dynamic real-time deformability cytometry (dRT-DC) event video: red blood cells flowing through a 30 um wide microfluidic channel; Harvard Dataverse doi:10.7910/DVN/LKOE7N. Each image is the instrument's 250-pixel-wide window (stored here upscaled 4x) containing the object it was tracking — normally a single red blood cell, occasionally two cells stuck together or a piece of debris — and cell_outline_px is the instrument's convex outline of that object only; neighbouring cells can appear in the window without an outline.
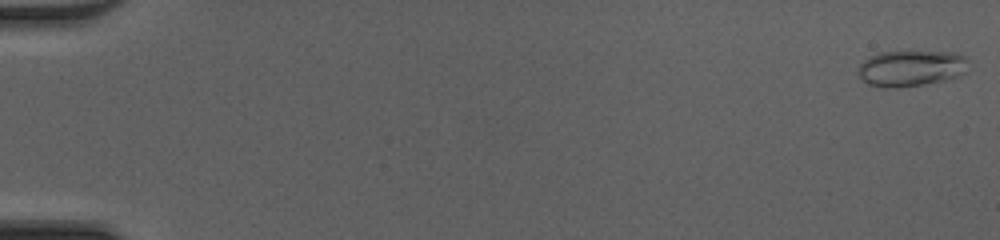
{"species": "common noctule bat (a hibernating species)", "species_latin": "Nyctalus noctula", "temperature_condition": "cold", "stored_images_in_passage": 50, "camera_frame_rate_fps": 3000, "um_per_image_px": 0.085, "animal": {"sex": "female", "body_mass_g": 20.0, "forearm_length_mm": 54.0}, "frame": {"image": 1, "passage_image": 1, "time_ms": 0.0, "image_size_px": [1000, 240], "cell_outline_px": [[968, 60], [964, 72], [956, 76], [944, 80], [924, 84], [896, 88], [884, 88], [868, 84], [856, 72], [860, 64], [868, 56], [880, 52], [908, 48], [956, 52], [964, 56]], "centroid_in_image_um": [77.41, 5.73], "position_along_channel_um": 7.6, "area_um2": 24.16}}
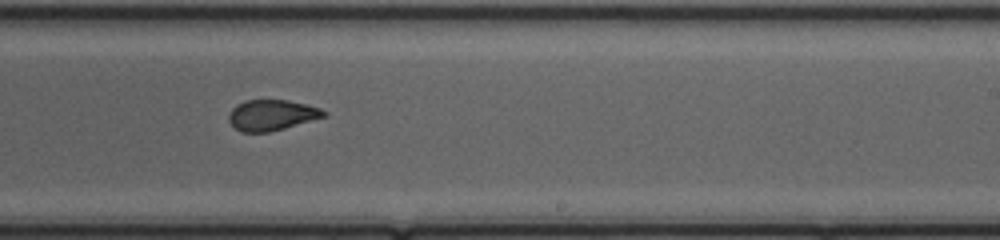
{"frame": {"image": 2, "passage_image": 32, "time_ms": 10.333, "image_size_px": [1000, 240], "cell_outline_px": [[328, 116], [284, 128], [268, 132], [240, 132], [228, 120], [228, 112], [236, 104], [244, 100], [288, 100], [320, 108], [328, 112]], "centroid_in_image_um": [23.09, 9.78], "position_along_channel_um": 265.9, "area_um2": 17.11}}
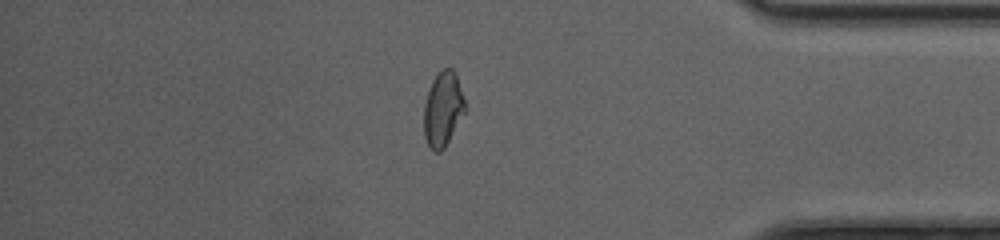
{"frame": {"image": 3, "passage_image": 43, "time_ms": 14.0, "image_size_px": [1000, 240], "cell_outline_px": [[468, 108], [444, 148], [440, 152], [432, 152], [424, 136], [424, 104], [432, 80], [444, 68], [452, 68], [456, 72]], "centroid_in_image_um": [37.68, 9.28], "position_along_channel_um": 397.5, "area_um2": 18.15}, "authors_computed_cell_mechanics": {"area_um2": 18.496, "velocity_mm_per_s": 4.2584, "shape_relaxation_time_tau1_ms": 8.5576, "shape_relaxation_time_tau2_ms": 1.089, "deformation_change_tau1": 0.1914, "deformation_change_tau2": 0.0725}}